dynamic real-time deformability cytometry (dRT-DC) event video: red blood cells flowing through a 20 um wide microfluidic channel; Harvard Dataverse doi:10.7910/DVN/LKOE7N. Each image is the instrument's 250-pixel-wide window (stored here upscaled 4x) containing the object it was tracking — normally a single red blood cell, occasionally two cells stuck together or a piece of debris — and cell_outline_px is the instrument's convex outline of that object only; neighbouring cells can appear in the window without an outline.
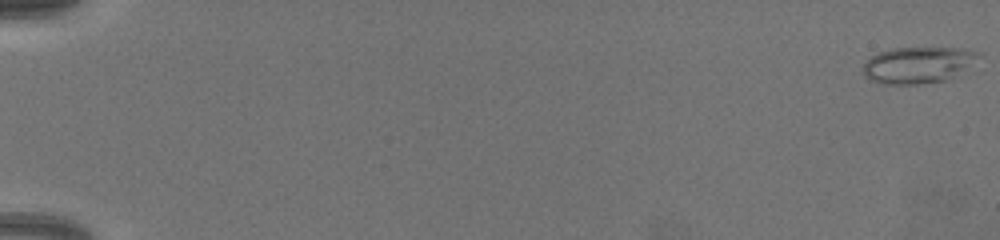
{"species": "common noctule bat (a hibernating species)", "species_latin": "Nyctalus noctula", "temperature_condition": "warm", "stored_images_in_passage": 68, "camera_frame_rate_fps": 3000, "um_per_image_px": 0.085, "animal": {"sex": "female", "body_mass_g": 19.5, "forearm_length_mm": 54.1}, "frame": {"image": 1, "passage_image": 1, "time_ms": 0.0, "image_size_px": [1000, 240], "cell_outline_px": [[980, 56], [948, 80], [920, 84], [884, 84], [872, 80], [864, 76], [860, 72], [864, 64], [872, 56], [880, 52], [892, 48], [964, 48], [980, 52]], "centroid_in_image_um": [77.98, 5.52], "position_along_channel_um": 7.0, "area_um2": 24.28}}
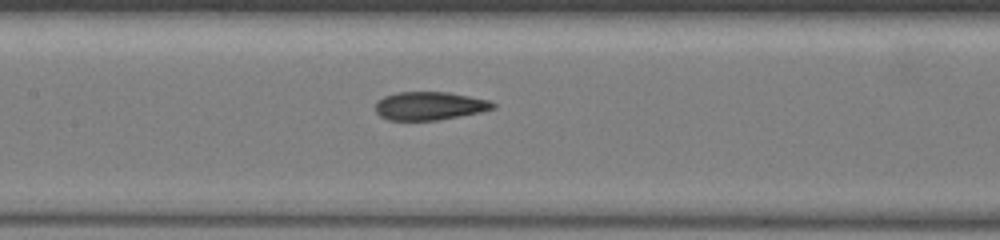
{"frame": {"image": 2, "passage_image": 36, "time_ms": 11.667, "image_size_px": [1000, 240], "cell_outline_px": [[496, 108], [480, 112], [440, 120], [388, 120], [380, 116], [376, 112], [376, 100], [384, 96], [396, 92], [448, 92], [488, 100], [496, 104]], "centroid_in_image_um": [36.49, 9.0], "position_along_channel_um": 170.9, "area_um2": 19.42}}
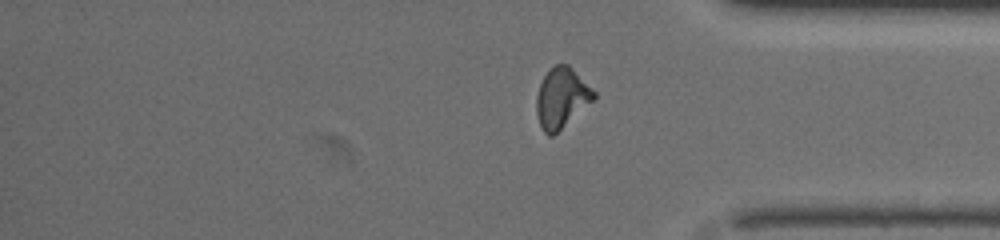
{"frame": {"image": 3, "passage_image": 57, "time_ms": 18.667, "image_size_px": [1000, 240], "cell_outline_px": [[596, 96], [592, 100], [552, 136], [548, 136], [544, 132], [536, 116], [536, 96], [540, 84], [544, 76], [556, 64], [568, 64], [596, 92]], "centroid_in_image_um": [47.7, 8.31], "position_along_channel_um": 387.5, "area_um2": 19.59}}